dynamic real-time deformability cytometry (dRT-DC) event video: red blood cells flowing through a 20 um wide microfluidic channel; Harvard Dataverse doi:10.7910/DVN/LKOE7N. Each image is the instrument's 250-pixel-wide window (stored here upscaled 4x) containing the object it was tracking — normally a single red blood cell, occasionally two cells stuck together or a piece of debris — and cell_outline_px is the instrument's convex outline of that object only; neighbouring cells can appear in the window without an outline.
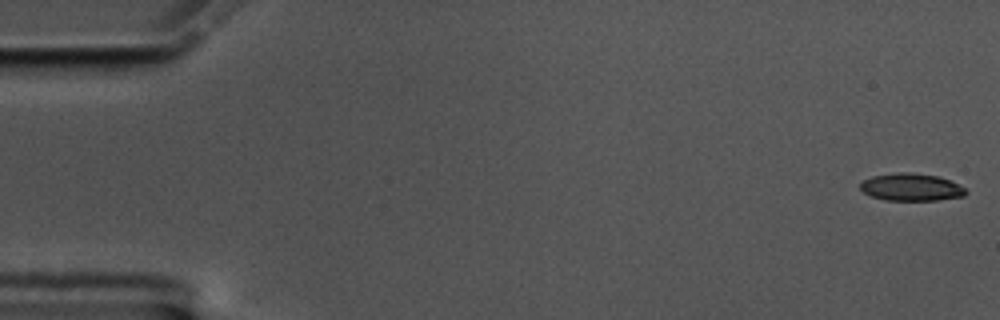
{"species": "common noctule bat (a hibernating species)", "species_latin": "Nyctalus noctula", "temperature_condition": "cold", "stored_images_in_passage": 57, "camera_frame_rate_fps": 3000, "um_per_image_px": 0.085, "animal": {"sex": "male", "body_mass_g": 17.5, "forearm_length_mm": 52.3}, "frame": {"image": 1, "passage_image": 1, "time_ms": 0.0, "image_size_px": [1000, 320], "cell_outline_px": [[968, 192], [964, 196], [936, 200], [884, 200], [872, 196], [864, 192], [860, 188], [860, 184], [864, 180], [872, 176], [900, 172], [908, 172], [936, 176], [948, 180], [964, 188]], "centroid_in_image_um": [77.43, 15.91], "position_along_channel_um": 7.6, "area_um2": 16.59}}
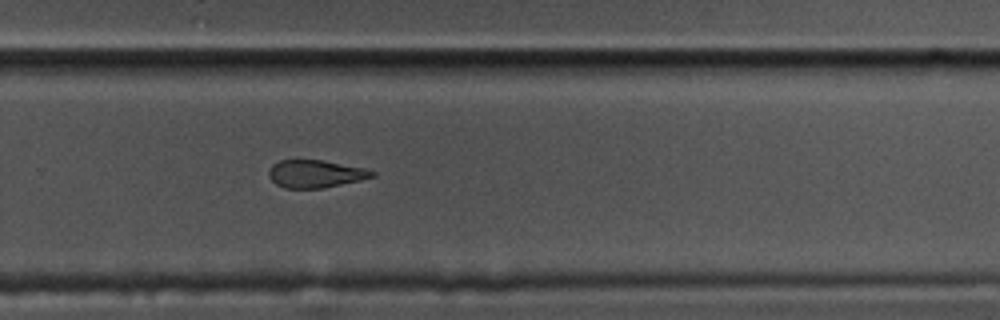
{"frame": {"image": 2, "passage_image": 38, "time_ms": 12.333, "image_size_px": [1000, 320], "cell_outline_px": [[376, 176], [360, 180], [324, 188], [284, 188], [276, 184], [268, 176], [268, 168], [272, 164], [280, 160], [320, 160], [364, 168], [376, 172]], "centroid_in_image_um": [26.78, 14.78], "position_along_channel_um": 303.0, "area_um2": 16.65}}
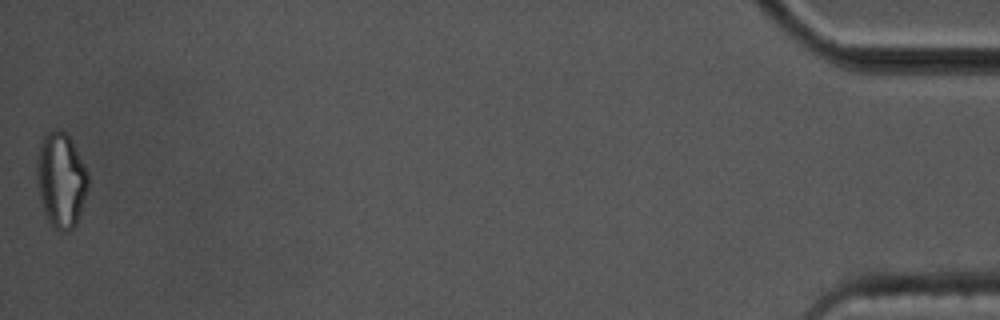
{"frame": {"image": 3, "passage_image": 57, "time_ms": 18.667, "image_size_px": [1000, 320], "cell_outline_px": [[88, 188], [76, 224], [68, 232], [60, 232], [52, 228], [44, 212], [40, 200], [36, 176], [36, 156], [40, 144], [44, 136], [52, 128], [60, 128], [72, 140], [88, 172]], "centroid_in_image_um": [5.17, 15.29], "position_along_channel_um": 430.0, "area_um2": 28.78}, "authors_computed_cell_mechanics": {"area_um2": 17.9758, "velocity_mm_per_s": 3.5256, "shape_relaxation_time_tau1_ms": 6.5376, "shape_relaxation_time_tau2_ms": 5.8701, "deformation_change_tau1": 0.1687, "deformation_change_tau2": 0.1459}}